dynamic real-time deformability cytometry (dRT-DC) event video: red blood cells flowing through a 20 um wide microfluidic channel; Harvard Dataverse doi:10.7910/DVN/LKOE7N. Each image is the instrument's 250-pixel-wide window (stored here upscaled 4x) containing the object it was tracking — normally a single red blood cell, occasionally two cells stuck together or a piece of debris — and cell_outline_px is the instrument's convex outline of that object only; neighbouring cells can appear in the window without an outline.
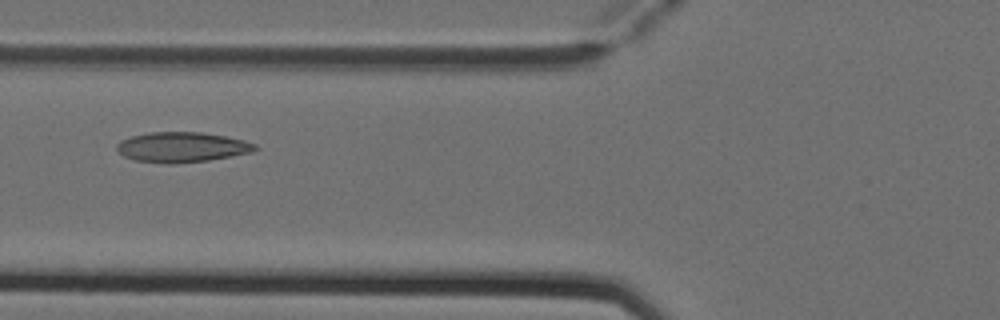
{"species": "Egyptian fruit bat (a non-hibernating species)", "species_latin": "Rousettus aegyptiacus", "temperature_condition": "cold", "stored_images_in_passage": 3, "camera_frame_rate_fps": 3000, "um_per_image_px": 0.085, "animal": {"sex": "female"}, "frame": {"image": 1, "passage_image": 3, "time_ms": 0.667, "image_size_px": [1000, 320], "cell_outline_px": [[260, 148], [252, 152], [208, 160], [172, 164], [168, 164], [136, 160], [124, 156], [116, 148], [116, 144], [120, 140], [132, 136], [148, 132], [200, 132], [224, 136], [244, 140], [256, 144]], "centroid_in_image_um": [15.46, 12.5], "position_along_channel_um": 110.3, "area_um2": 24.22}}